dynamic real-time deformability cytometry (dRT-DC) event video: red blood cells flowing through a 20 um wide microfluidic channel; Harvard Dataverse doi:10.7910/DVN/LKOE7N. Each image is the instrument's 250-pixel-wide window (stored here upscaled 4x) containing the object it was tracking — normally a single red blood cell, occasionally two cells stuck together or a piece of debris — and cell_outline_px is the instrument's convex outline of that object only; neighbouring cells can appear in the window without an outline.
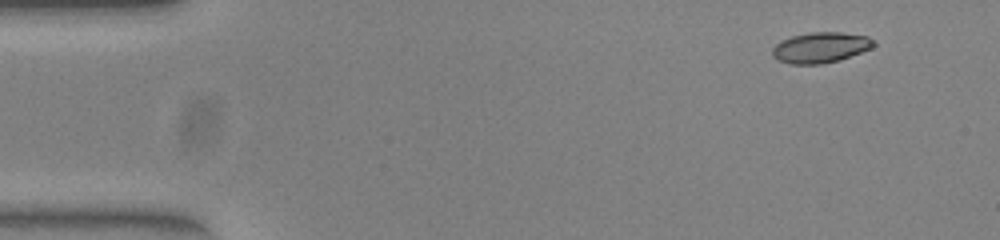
{"species": "common noctule bat (a hibernating species)", "species_latin": "Nyctalus noctula", "temperature_condition": "warm", "stored_images_in_passage": 49, "camera_frame_rate_fps": 3000, "um_per_image_px": 0.085, "animal": {"sex": "female", "body_mass_g": 23.0, "forearm_length_mm": 53.4}, "frame": {"image": 1, "passage_image": 1, "time_ms": 0.0, "image_size_px": [1000, 240], "cell_outline_px": [[876, 44], [872, 48], [840, 60], [820, 64], [792, 64], [780, 60], [772, 56], [772, 48], [776, 44], [792, 36], [808, 32], [840, 32], [868, 36]], "centroid_in_image_um": [69.76, 4.03], "position_along_channel_um": 15.2, "area_um2": 17.98}}
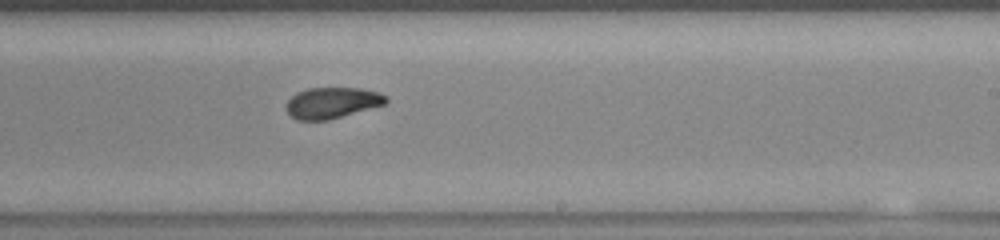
{"frame": {"image": 2, "passage_image": 28, "time_ms": 9.0, "image_size_px": [1000, 240], "cell_outline_px": [[388, 100], [384, 104], [328, 120], [296, 120], [284, 108], [288, 100], [296, 92], [308, 88], [360, 88], [380, 92], [388, 96]], "centroid_in_image_um": [28.21, 8.73], "position_along_channel_um": 260.8, "area_um2": 18.03}}
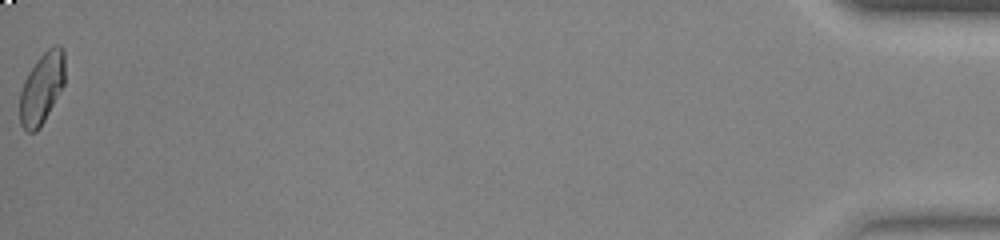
{"frame": {"image": 3, "passage_image": 49, "time_ms": 16.0, "image_size_px": [1000, 240], "cell_outline_px": [[64, 84], [44, 120], [36, 132], [28, 132], [20, 124], [20, 92], [24, 80], [28, 72], [36, 60], [48, 48], [56, 44], [60, 44], [64, 48]], "centroid_in_image_um": [3.55, 7.46], "position_along_channel_um": 431.7, "area_um2": 18.61}, "authors_computed_cell_mechanics": {"area_um2": 18.6116, "velocity_mm_per_s": 3.9321, "shape_relaxation_time_tau1_ms": 8.049, "shape_relaxation_time_tau2_ms": 1.6529, "deformation_change_tau1": 0.2325, "deformation_change_tau2": 0.0657}}